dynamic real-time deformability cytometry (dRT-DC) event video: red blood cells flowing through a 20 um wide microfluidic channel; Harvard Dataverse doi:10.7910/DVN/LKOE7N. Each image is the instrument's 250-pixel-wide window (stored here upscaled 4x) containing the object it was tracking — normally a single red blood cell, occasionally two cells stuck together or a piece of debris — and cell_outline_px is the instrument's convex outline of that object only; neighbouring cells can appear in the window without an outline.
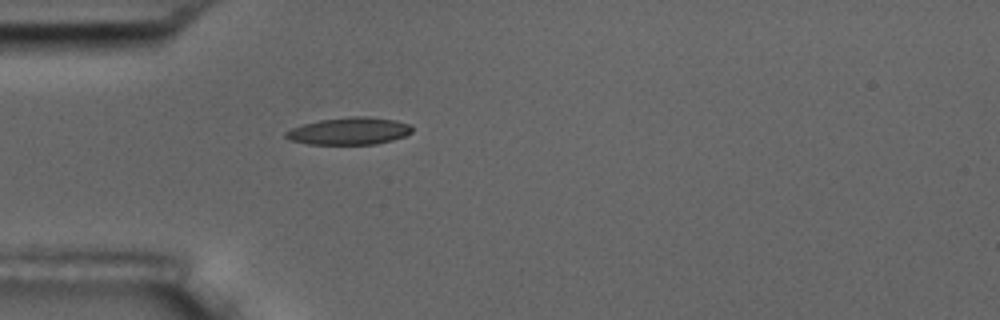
{"species": "common noctule bat (a hibernating species)", "species_latin": "Nyctalus noctula", "temperature_condition": "room temperature", "stored_images_in_passage": 41, "camera_frame_rate_fps": 3000, "um_per_image_px": 0.085, "animal": {"sex": "male", "body_mass_g": 17.5, "forearm_length_mm": 52.3}, "frame": {"image": 1, "passage_image": 1, "time_ms": 0.0, "image_size_px": [1000, 320], "cell_outline_px": [[412, 132], [404, 136], [392, 140], [376, 144], [308, 144], [288, 140], [284, 136], [284, 132], [292, 128], [304, 124], [320, 120], [348, 116], [368, 116], [396, 120], [408, 124], [412, 128]], "centroid_in_image_um": [29.66, 11.14], "position_along_channel_um": 55.3, "area_um2": 20.11}}
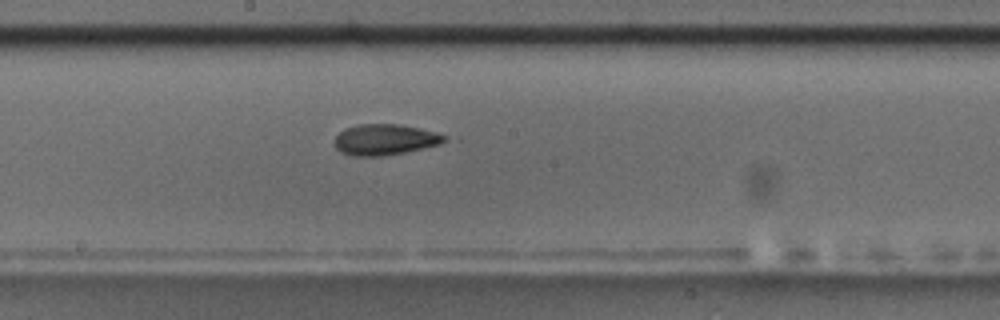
{"frame": {"image": 2, "passage_image": 15, "time_ms": 4.667, "image_size_px": [1000, 320], "cell_outline_px": [[448, 140], [440, 144], [404, 152], [384, 156], [352, 156], [340, 152], [336, 148], [336, 136], [344, 128], [356, 124], [400, 124], [436, 132], [444, 136]], "centroid_in_image_um": [32.69, 11.86], "position_along_channel_um": 215.5, "area_um2": 19.71}}
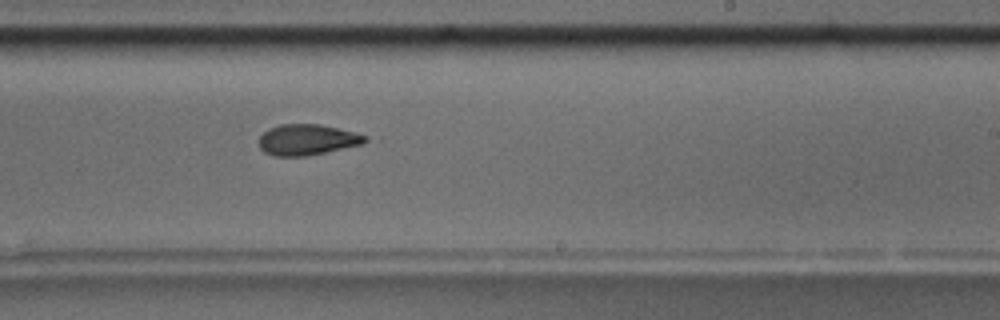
{"frame": {"image": 3, "passage_image": 19, "time_ms": 6.0, "image_size_px": [1000, 320], "cell_outline_px": [[372, 140], [364, 144], [304, 156], [272, 156], [264, 152], [260, 148], [260, 136], [268, 128], [280, 124], [320, 124], [356, 132], [368, 136]], "centroid_in_image_um": [26.16, 11.87], "position_along_channel_um": 262.8, "area_um2": 19.25}, "authors_computed_cell_mechanics": {"area_um2": 19.7098, "velocity_mm_per_s": 3.5608, "shape_relaxation_time_tau1_ms": 4.8564, "shape_relaxation_time_tau2_ms": 3.399, "deformation_change_tau1": 0.159, "deformation_change_tau2": 0.1132}}